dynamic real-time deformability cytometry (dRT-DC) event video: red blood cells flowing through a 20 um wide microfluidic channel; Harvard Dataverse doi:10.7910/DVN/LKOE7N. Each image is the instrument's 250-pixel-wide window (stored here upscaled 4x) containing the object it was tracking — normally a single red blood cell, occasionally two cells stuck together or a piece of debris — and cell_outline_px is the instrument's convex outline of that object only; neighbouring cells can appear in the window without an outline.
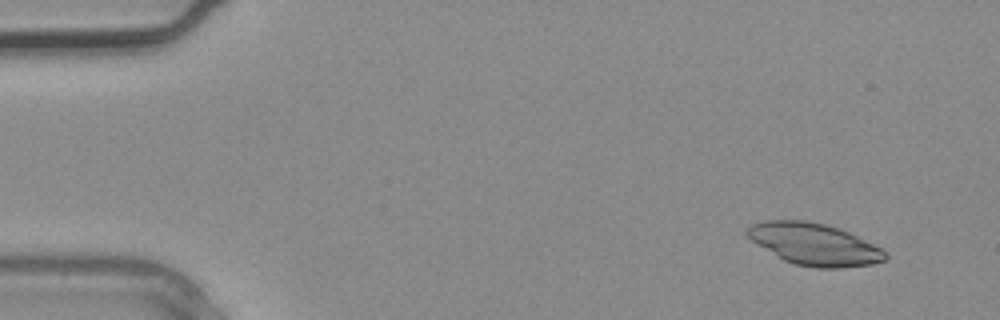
{"species": "common noctule bat (a hibernating species)", "species_latin": "Nyctalus noctula", "temperature_condition": "warm", "stored_images_in_passage": 3, "camera_frame_rate_fps": 3000, "um_per_image_px": 0.085, "animal": {"sex": "male", "body_mass_g": 20.4}, "frame": {"image": 1, "passage_image": 1, "time_ms": 0.0, "image_size_px": [1000, 320], "cell_outline_px": [[888, 256], [884, 260], [872, 264], [840, 268], [816, 268], [796, 264], [784, 260], [756, 244], [744, 232], [752, 224], [764, 220], [804, 220], [824, 224], [840, 228], [888, 252]], "centroid_in_image_um": [69.2, 20.76], "position_along_channel_um": 15.8, "area_um2": 33.47}}